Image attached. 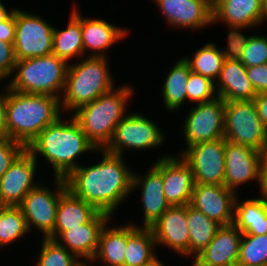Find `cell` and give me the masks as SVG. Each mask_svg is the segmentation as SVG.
I'll return each mask as SVG.
<instances>
[{
	"label": "cell",
	"mask_w": 267,
	"mask_h": 266,
	"mask_svg": "<svg viewBox=\"0 0 267 266\" xmlns=\"http://www.w3.org/2000/svg\"><path fill=\"white\" fill-rule=\"evenodd\" d=\"M98 151L102 152L101 162L91 166L80 165L65 181L67 189L74 196L111 216L132 192L133 171L126 165L122 155L104 149Z\"/></svg>",
	"instance_id": "obj_1"
},
{
	"label": "cell",
	"mask_w": 267,
	"mask_h": 266,
	"mask_svg": "<svg viewBox=\"0 0 267 266\" xmlns=\"http://www.w3.org/2000/svg\"><path fill=\"white\" fill-rule=\"evenodd\" d=\"M68 121L65 122L59 117L41 131L26 148L36 161L39 154L45 157L54 169V176L64 179L80 166L76 161L77 157L97 150L74 117Z\"/></svg>",
	"instance_id": "obj_2"
},
{
	"label": "cell",
	"mask_w": 267,
	"mask_h": 266,
	"mask_svg": "<svg viewBox=\"0 0 267 266\" xmlns=\"http://www.w3.org/2000/svg\"><path fill=\"white\" fill-rule=\"evenodd\" d=\"M5 103L8 137L26 148L63 112L60 99L55 96L22 93L9 88L6 89Z\"/></svg>",
	"instance_id": "obj_3"
},
{
	"label": "cell",
	"mask_w": 267,
	"mask_h": 266,
	"mask_svg": "<svg viewBox=\"0 0 267 266\" xmlns=\"http://www.w3.org/2000/svg\"><path fill=\"white\" fill-rule=\"evenodd\" d=\"M133 90L129 85L113 88L74 111V119L96 149H104L109 144L115 127L126 116L127 100Z\"/></svg>",
	"instance_id": "obj_4"
},
{
	"label": "cell",
	"mask_w": 267,
	"mask_h": 266,
	"mask_svg": "<svg viewBox=\"0 0 267 266\" xmlns=\"http://www.w3.org/2000/svg\"><path fill=\"white\" fill-rule=\"evenodd\" d=\"M107 62V56L88 55L76 64L69 63L65 89L60 99V107L64 112H74L114 88Z\"/></svg>",
	"instance_id": "obj_5"
},
{
	"label": "cell",
	"mask_w": 267,
	"mask_h": 266,
	"mask_svg": "<svg viewBox=\"0 0 267 266\" xmlns=\"http://www.w3.org/2000/svg\"><path fill=\"white\" fill-rule=\"evenodd\" d=\"M68 65L69 63L54 54L16 61V74L7 86L13 91L61 99Z\"/></svg>",
	"instance_id": "obj_6"
},
{
	"label": "cell",
	"mask_w": 267,
	"mask_h": 266,
	"mask_svg": "<svg viewBox=\"0 0 267 266\" xmlns=\"http://www.w3.org/2000/svg\"><path fill=\"white\" fill-rule=\"evenodd\" d=\"M224 138L267 155V131L253 100L225 101Z\"/></svg>",
	"instance_id": "obj_7"
},
{
	"label": "cell",
	"mask_w": 267,
	"mask_h": 266,
	"mask_svg": "<svg viewBox=\"0 0 267 266\" xmlns=\"http://www.w3.org/2000/svg\"><path fill=\"white\" fill-rule=\"evenodd\" d=\"M53 191L39 183L24 197L19 207L22 210L28 231L33 226L48 238L56 224L57 207L60 196L67 190L64 178L55 177ZM51 189V190H50Z\"/></svg>",
	"instance_id": "obj_8"
},
{
	"label": "cell",
	"mask_w": 267,
	"mask_h": 266,
	"mask_svg": "<svg viewBox=\"0 0 267 266\" xmlns=\"http://www.w3.org/2000/svg\"><path fill=\"white\" fill-rule=\"evenodd\" d=\"M16 60L36 58L52 54L53 25L40 16L15 8Z\"/></svg>",
	"instance_id": "obj_9"
},
{
	"label": "cell",
	"mask_w": 267,
	"mask_h": 266,
	"mask_svg": "<svg viewBox=\"0 0 267 266\" xmlns=\"http://www.w3.org/2000/svg\"><path fill=\"white\" fill-rule=\"evenodd\" d=\"M159 127L140 113H127L115 127L109 144L104 148L109 153L122 155L124 149H147L161 146L165 141Z\"/></svg>",
	"instance_id": "obj_10"
},
{
	"label": "cell",
	"mask_w": 267,
	"mask_h": 266,
	"mask_svg": "<svg viewBox=\"0 0 267 266\" xmlns=\"http://www.w3.org/2000/svg\"><path fill=\"white\" fill-rule=\"evenodd\" d=\"M195 105L187 113L183 124L186 148L224 138L225 101L217 96L211 101Z\"/></svg>",
	"instance_id": "obj_11"
},
{
	"label": "cell",
	"mask_w": 267,
	"mask_h": 266,
	"mask_svg": "<svg viewBox=\"0 0 267 266\" xmlns=\"http://www.w3.org/2000/svg\"><path fill=\"white\" fill-rule=\"evenodd\" d=\"M180 155L190 166L195 184L224 185L225 138L198 143Z\"/></svg>",
	"instance_id": "obj_12"
},
{
	"label": "cell",
	"mask_w": 267,
	"mask_h": 266,
	"mask_svg": "<svg viewBox=\"0 0 267 266\" xmlns=\"http://www.w3.org/2000/svg\"><path fill=\"white\" fill-rule=\"evenodd\" d=\"M264 158L261 151L225 140L224 186L236 193V189L247 182L259 183Z\"/></svg>",
	"instance_id": "obj_13"
},
{
	"label": "cell",
	"mask_w": 267,
	"mask_h": 266,
	"mask_svg": "<svg viewBox=\"0 0 267 266\" xmlns=\"http://www.w3.org/2000/svg\"><path fill=\"white\" fill-rule=\"evenodd\" d=\"M153 166L161 173L164 196L169 205H189L195 183L192 170L182 157L163 155Z\"/></svg>",
	"instance_id": "obj_14"
},
{
	"label": "cell",
	"mask_w": 267,
	"mask_h": 266,
	"mask_svg": "<svg viewBox=\"0 0 267 266\" xmlns=\"http://www.w3.org/2000/svg\"><path fill=\"white\" fill-rule=\"evenodd\" d=\"M36 163L34 156L25 149L10 165L0 178L1 206H19L29 191L38 184L34 181Z\"/></svg>",
	"instance_id": "obj_15"
},
{
	"label": "cell",
	"mask_w": 267,
	"mask_h": 266,
	"mask_svg": "<svg viewBox=\"0 0 267 266\" xmlns=\"http://www.w3.org/2000/svg\"><path fill=\"white\" fill-rule=\"evenodd\" d=\"M237 193L216 184H194L190 206L220 226L233 224Z\"/></svg>",
	"instance_id": "obj_16"
},
{
	"label": "cell",
	"mask_w": 267,
	"mask_h": 266,
	"mask_svg": "<svg viewBox=\"0 0 267 266\" xmlns=\"http://www.w3.org/2000/svg\"><path fill=\"white\" fill-rule=\"evenodd\" d=\"M175 28L202 29L213 24V4L209 0H153Z\"/></svg>",
	"instance_id": "obj_17"
},
{
	"label": "cell",
	"mask_w": 267,
	"mask_h": 266,
	"mask_svg": "<svg viewBox=\"0 0 267 266\" xmlns=\"http://www.w3.org/2000/svg\"><path fill=\"white\" fill-rule=\"evenodd\" d=\"M150 228L156 245L167 246L180 256L189 257L187 205L170 206Z\"/></svg>",
	"instance_id": "obj_18"
},
{
	"label": "cell",
	"mask_w": 267,
	"mask_h": 266,
	"mask_svg": "<svg viewBox=\"0 0 267 266\" xmlns=\"http://www.w3.org/2000/svg\"><path fill=\"white\" fill-rule=\"evenodd\" d=\"M241 238L242 233L234 224L220 226L213 240L194 258L192 266H234Z\"/></svg>",
	"instance_id": "obj_19"
},
{
	"label": "cell",
	"mask_w": 267,
	"mask_h": 266,
	"mask_svg": "<svg viewBox=\"0 0 267 266\" xmlns=\"http://www.w3.org/2000/svg\"><path fill=\"white\" fill-rule=\"evenodd\" d=\"M110 215L98 212L88 223L62 232L55 240L74 254L78 260L92 262L98 249L99 235Z\"/></svg>",
	"instance_id": "obj_20"
},
{
	"label": "cell",
	"mask_w": 267,
	"mask_h": 266,
	"mask_svg": "<svg viewBox=\"0 0 267 266\" xmlns=\"http://www.w3.org/2000/svg\"><path fill=\"white\" fill-rule=\"evenodd\" d=\"M143 175L133 172L132 192L141 187V202L144 211L142 227L150 228L170 207L164 196L161 173L153 166Z\"/></svg>",
	"instance_id": "obj_21"
},
{
	"label": "cell",
	"mask_w": 267,
	"mask_h": 266,
	"mask_svg": "<svg viewBox=\"0 0 267 266\" xmlns=\"http://www.w3.org/2000/svg\"><path fill=\"white\" fill-rule=\"evenodd\" d=\"M263 0H214L213 24L257 27L262 25Z\"/></svg>",
	"instance_id": "obj_22"
},
{
	"label": "cell",
	"mask_w": 267,
	"mask_h": 266,
	"mask_svg": "<svg viewBox=\"0 0 267 266\" xmlns=\"http://www.w3.org/2000/svg\"><path fill=\"white\" fill-rule=\"evenodd\" d=\"M81 32L84 54L92 51L90 56L103 57L105 50L127 36L126 28L117 27L104 19L84 18L81 15ZM102 51V52H101Z\"/></svg>",
	"instance_id": "obj_23"
},
{
	"label": "cell",
	"mask_w": 267,
	"mask_h": 266,
	"mask_svg": "<svg viewBox=\"0 0 267 266\" xmlns=\"http://www.w3.org/2000/svg\"><path fill=\"white\" fill-rule=\"evenodd\" d=\"M216 83V94L224 101L253 100L257 95L239 60L225 59Z\"/></svg>",
	"instance_id": "obj_24"
},
{
	"label": "cell",
	"mask_w": 267,
	"mask_h": 266,
	"mask_svg": "<svg viewBox=\"0 0 267 266\" xmlns=\"http://www.w3.org/2000/svg\"><path fill=\"white\" fill-rule=\"evenodd\" d=\"M98 212L93 205L67 189L60 196L54 232L48 238L55 240L62 232L88 223Z\"/></svg>",
	"instance_id": "obj_25"
},
{
	"label": "cell",
	"mask_w": 267,
	"mask_h": 266,
	"mask_svg": "<svg viewBox=\"0 0 267 266\" xmlns=\"http://www.w3.org/2000/svg\"><path fill=\"white\" fill-rule=\"evenodd\" d=\"M236 196L233 224L242 234H267V205L258 196L240 202Z\"/></svg>",
	"instance_id": "obj_26"
},
{
	"label": "cell",
	"mask_w": 267,
	"mask_h": 266,
	"mask_svg": "<svg viewBox=\"0 0 267 266\" xmlns=\"http://www.w3.org/2000/svg\"><path fill=\"white\" fill-rule=\"evenodd\" d=\"M70 20L64 30L53 27V51L52 54L67 63L73 57L77 59L84 55L82 32H81V12L72 8Z\"/></svg>",
	"instance_id": "obj_27"
},
{
	"label": "cell",
	"mask_w": 267,
	"mask_h": 266,
	"mask_svg": "<svg viewBox=\"0 0 267 266\" xmlns=\"http://www.w3.org/2000/svg\"><path fill=\"white\" fill-rule=\"evenodd\" d=\"M107 226L108 223L101 229L98 249L92 262L101 260L106 266H124L127 224L120 227L112 226V228Z\"/></svg>",
	"instance_id": "obj_28"
},
{
	"label": "cell",
	"mask_w": 267,
	"mask_h": 266,
	"mask_svg": "<svg viewBox=\"0 0 267 266\" xmlns=\"http://www.w3.org/2000/svg\"><path fill=\"white\" fill-rule=\"evenodd\" d=\"M155 245L156 241L151 228L128 224L124 266H142L149 262L156 256Z\"/></svg>",
	"instance_id": "obj_29"
},
{
	"label": "cell",
	"mask_w": 267,
	"mask_h": 266,
	"mask_svg": "<svg viewBox=\"0 0 267 266\" xmlns=\"http://www.w3.org/2000/svg\"><path fill=\"white\" fill-rule=\"evenodd\" d=\"M191 70L189 64L180 58L170 71L162 86V96L165 108L170 112L179 109L187 101V82Z\"/></svg>",
	"instance_id": "obj_30"
},
{
	"label": "cell",
	"mask_w": 267,
	"mask_h": 266,
	"mask_svg": "<svg viewBox=\"0 0 267 266\" xmlns=\"http://www.w3.org/2000/svg\"><path fill=\"white\" fill-rule=\"evenodd\" d=\"M187 222L189 256L193 255L194 259L213 240L220 225L190 205H187Z\"/></svg>",
	"instance_id": "obj_31"
},
{
	"label": "cell",
	"mask_w": 267,
	"mask_h": 266,
	"mask_svg": "<svg viewBox=\"0 0 267 266\" xmlns=\"http://www.w3.org/2000/svg\"><path fill=\"white\" fill-rule=\"evenodd\" d=\"M190 70L209 78L215 83L218 80L225 58L215 43L209 42L195 52L193 58L183 57Z\"/></svg>",
	"instance_id": "obj_32"
},
{
	"label": "cell",
	"mask_w": 267,
	"mask_h": 266,
	"mask_svg": "<svg viewBox=\"0 0 267 266\" xmlns=\"http://www.w3.org/2000/svg\"><path fill=\"white\" fill-rule=\"evenodd\" d=\"M30 233L19 206L0 207V249Z\"/></svg>",
	"instance_id": "obj_33"
},
{
	"label": "cell",
	"mask_w": 267,
	"mask_h": 266,
	"mask_svg": "<svg viewBox=\"0 0 267 266\" xmlns=\"http://www.w3.org/2000/svg\"><path fill=\"white\" fill-rule=\"evenodd\" d=\"M237 264L267 266V234H242Z\"/></svg>",
	"instance_id": "obj_34"
},
{
	"label": "cell",
	"mask_w": 267,
	"mask_h": 266,
	"mask_svg": "<svg viewBox=\"0 0 267 266\" xmlns=\"http://www.w3.org/2000/svg\"><path fill=\"white\" fill-rule=\"evenodd\" d=\"M36 266H81L83 261L51 238H44Z\"/></svg>",
	"instance_id": "obj_35"
},
{
	"label": "cell",
	"mask_w": 267,
	"mask_h": 266,
	"mask_svg": "<svg viewBox=\"0 0 267 266\" xmlns=\"http://www.w3.org/2000/svg\"><path fill=\"white\" fill-rule=\"evenodd\" d=\"M215 84L209 78L191 71L187 82V99L197 104L213 100L217 97Z\"/></svg>",
	"instance_id": "obj_36"
},
{
	"label": "cell",
	"mask_w": 267,
	"mask_h": 266,
	"mask_svg": "<svg viewBox=\"0 0 267 266\" xmlns=\"http://www.w3.org/2000/svg\"><path fill=\"white\" fill-rule=\"evenodd\" d=\"M239 61L245 67L267 64V36L250 35Z\"/></svg>",
	"instance_id": "obj_37"
},
{
	"label": "cell",
	"mask_w": 267,
	"mask_h": 266,
	"mask_svg": "<svg viewBox=\"0 0 267 266\" xmlns=\"http://www.w3.org/2000/svg\"><path fill=\"white\" fill-rule=\"evenodd\" d=\"M229 34L227 36V48L221 50L223 57L228 60H240L242 52L250 36L241 33L242 29L251 27L227 26Z\"/></svg>",
	"instance_id": "obj_38"
},
{
	"label": "cell",
	"mask_w": 267,
	"mask_h": 266,
	"mask_svg": "<svg viewBox=\"0 0 267 266\" xmlns=\"http://www.w3.org/2000/svg\"><path fill=\"white\" fill-rule=\"evenodd\" d=\"M25 149L26 147L18 141L0 137V178Z\"/></svg>",
	"instance_id": "obj_39"
},
{
	"label": "cell",
	"mask_w": 267,
	"mask_h": 266,
	"mask_svg": "<svg viewBox=\"0 0 267 266\" xmlns=\"http://www.w3.org/2000/svg\"><path fill=\"white\" fill-rule=\"evenodd\" d=\"M16 61L13 43L0 41V72L6 77H11Z\"/></svg>",
	"instance_id": "obj_40"
},
{
	"label": "cell",
	"mask_w": 267,
	"mask_h": 266,
	"mask_svg": "<svg viewBox=\"0 0 267 266\" xmlns=\"http://www.w3.org/2000/svg\"><path fill=\"white\" fill-rule=\"evenodd\" d=\"M246 73L257 94L267 93V64L246 67Z\"/></svg>",
	"instance_id": "obj_41"
},
{
	"label": "cell",
	"mask_w": 267,
	"mask_h": 266,
	"mask_svg": "<svg viewBox=\"0 0 267 266\" xmlns=\"http://www.w3.org/2000/svg\"><path fill=\"white\" fill-rule=\"evenodd\" d=\"M15 10L3 22H0V41L14 43L15 40Z\"/></svg>",
	"instance_id": "obj_42"
},
{
	"label": "cell",
	"mask_w": 267,
	"mask_h": 266,
	"mask_svg": "<svg viewBox=\"0 0 267 266\" xmlns=\"http://www.w3.org/2000/svg\"><path fill=\"white\" fill-rule=\"evenodd\" d=\"M253 101L261 123L267 131V93H258Z\"/></svg>",
	"instance_id": "obj_43"
},
{
	"label": "cell",
	"mask_w": 267,
	"mask_h": 266,
	"mask_svg": "<svg viewBox=\"0 0 267 266\" xmlns=\"http://www.w3.org/2000/svg\"><path fill=\"white\" fill-rule=\"evenodd\" d=\"M4 92L0 94V137H8L7 123H6V103H5V92L8 86L4 87Z\"/></svg>",
	"instance_id": "obj_44"
},
{
	"label": "cell",
	"mask_w": 267,
	"mask_h": 266,
	"mask_svg": "<svg viewBox=\"0 0 267 266\" xmlns=\"http://www.w3.org/2000/svg\"><path fill=\"white\" fill-rule=\"evenodd\" d=\"M259 187L262 194L260 197L262 196L261 199L267 205V155L261 165Z\"/></svg>",
	"instance_id": "obj_45"
},
{
	"label": "cell",
	"mask_w": 267,
	"mask_h": 266,
	"mask_svg": "<svg viewBox=\"0 0 267 266\" xmlns=\"http://www.w3.org/2000/svg\"><path fill=\"white\" fill-rule=\"evenodd\" d=\"M14 9H11L10 11L6 9V6L0 1V22L5 21L13 12Z\"/></svg>",
	"instance_id": "obj_46"
},
{
	"label": "cell",
	"mask_w": 267,
	"mask_h": 266,
	"mask_svg": "<svg viewBox=\"0 0 267 266\" xmlns=\"http://www.w3.org/2000/svg\"><path fill=\"white\" fill-rule=\"evenodd\" d=\"M142 266H165L157 256L153 257L149 262L143 264Z\"/></svg>",
	"instance_id": "obj_47"
},
{
	"label": "cell",
	"mask_w": 267,
	"mask_h": 266,
	"mask_svg": "<svg viewBox=\"0 0 267 266\" xmlns=\"http://www.w3.org/2000/svg\"><path fill=\"white\" fill-rule=\"evenodd\" d=\"M267 20V0H263L262 4V22Z\"/></svg>",
	"instance_id": "obj_48"
},
{
	"label": "cell",
	"mask_w": 267,
	"mask_h": 266,
	"mask_svg": "<svg viewBox=\"0 0 267 266\" xmlns=\"http://www.w3.org/2000/svg\"><path fill=\"white\" fill-rule=\"evenodd\" d=\"M4 78L7 79V77H6L4 74H2V73L0 72V81H2V79H4Z\"/></svg>",
	"instance_id": "obj_49"
},
{
	"label": "cell",
	"mask_w": 267,
	"mask_h": 266,
	"mask_svg": "<svg viewBox=\"0 0 267 266\" xmlns=\"http://www.w3.org/2000/svg\"><path fill=\"white\" fill-rule=\"evenodd\" d=\"M81 266H92V265L90 264L88 265L87 263L84 262Z\"/></svg>",
	"instance_id": "obj_50"
},
{
	"label": "cell",
	"mask_w": 267,
	"mask_h": 266,
	"mask_svg": "<svg viewBox=\"0 0 267 266\" xmlns=\"http://www.w3.org/2000/svg\"><path fill=\"white\" fill-rule=\"evenodd\" d=\"M234 266H243V264H235Z\"/></svg>",
	"instance_id": "obj_51"
}]
</instances>
